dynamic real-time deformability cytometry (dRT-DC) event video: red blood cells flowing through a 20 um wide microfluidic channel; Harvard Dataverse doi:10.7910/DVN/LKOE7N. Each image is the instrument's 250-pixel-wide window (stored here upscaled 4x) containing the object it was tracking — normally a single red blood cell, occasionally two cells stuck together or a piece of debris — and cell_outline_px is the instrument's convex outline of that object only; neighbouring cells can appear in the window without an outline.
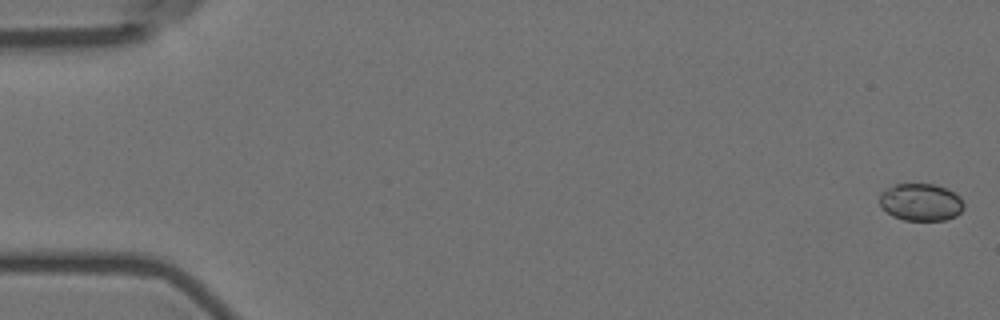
{"species": "Egyptian fruit bat (a non-hibernating species)", "species_latin": "Rousettus aegyptiacus", "temperature_condition": "room temperature", "stored_images_in_passage": 5, "camera_frame_rate_fps": 3000, "um_per_image_px": 0.085, "animal": {"sex": "female"}, "frame": {"image": 1, "passage_image": 1, "time_ms": 0.0, "image_size_px": [1000, 320], "cell_outline_px": [[964, 208], [956, 216], [944, 220], [904, 220], [892, 216], [880, 204], [880, 192], [896, 184], [932, 184], [944, 188], [960, 196], [964, 204]], "centroid_in_image_um": [78.28, 17.19], "position_along_channel_um": 6.7, "area_um2": 18.15}}